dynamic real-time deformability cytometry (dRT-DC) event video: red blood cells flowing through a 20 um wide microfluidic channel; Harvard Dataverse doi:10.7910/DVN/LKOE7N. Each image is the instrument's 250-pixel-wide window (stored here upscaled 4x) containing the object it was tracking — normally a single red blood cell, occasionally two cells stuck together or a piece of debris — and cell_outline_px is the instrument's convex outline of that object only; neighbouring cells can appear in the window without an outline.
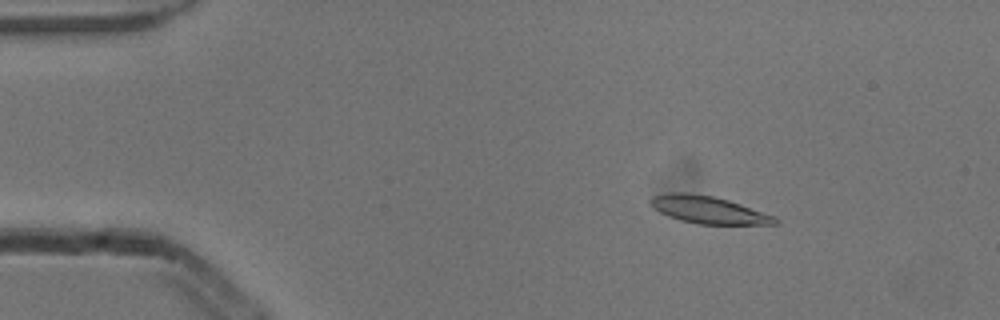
{"species": "common noctule bat (a hibernating species)", "species_latin": "Nyctalus noctula", "temperature_condition": "cold", "stored_images_in_passage": 53, "camera_frame_rate_fps": 3000, "um_per_image_px": 0.085, "animal": {"sex": "male", "body_mass_g": 13.3}, "frame": {"image": 1, "passage_image": 8, "time_ms": 2.333, "image_size_px": [1000, 320], "cell_outline_px": [[780, 220], [776, 224], [696, 224], [680, 220], [668, 216], [652, 208], [648, 204], [648, 200], [652, 196], [672, 192], [684, 192], [712, 196], [728, 200], [776, 216]], "centroid_in_image_um": [60.18, 17.83], "position_along_channel_um": 24.8, "area_um2": 19.94}}
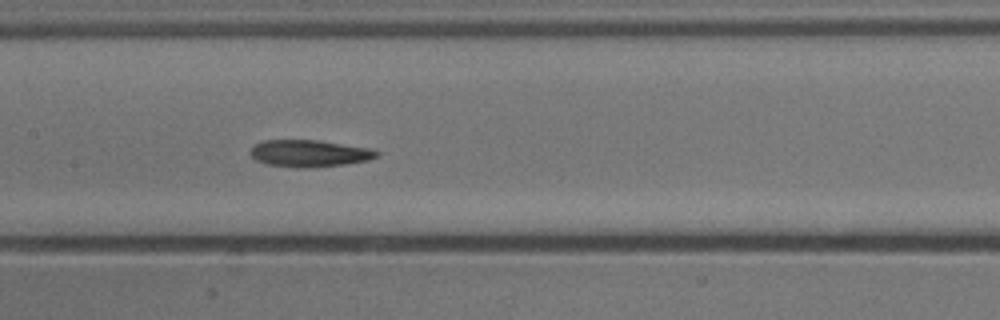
{"frame": {"image": 2, "passage_image": 26, "time_ms": 8.333, "image_size_px": [1000, 320], "cell_outline_px": [[380, 152], [376, 156], [368, 160], [344, 164], [308, 168], [296, 168], [268, 164], [256, 160], [248, 152], [252, 144], [264, 140], [320, 140], [372, 148]], "centroid_in_image_um": [26.26, 13.02], "position_along_channel_um": 181.1, "area_um2": 20.06}}
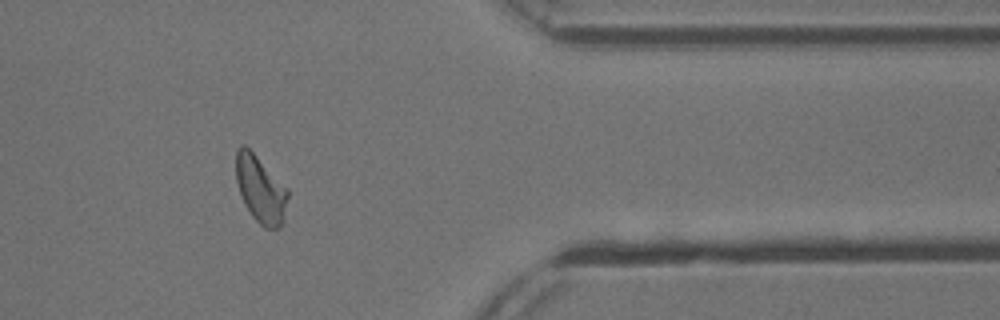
{"frame": {"image": 3, "passage_image": 44, "time_ms": 14.333, "image_size_px": [1000, 320], "cell_outline_px": [[288, 196], [280, 224], [276, 228], [264, 228], [252, 216], [244, 204], [236, 180], [236, 148], [240, 144], [244, 144], [288, 188]], "centroid_in_image_um": [22.11, 16.05], "position_along_channel_um": 389.3, "area_um2": 19.77}, "authors_computed_cell_mechanics": {"area_um2": 19.8832, "velocity_mm_per_s": 3.8318, "shape_relaxation_time_tau1_ms": 5.378, "shape_relaxation_time_tau2_ms": 1.9321, "deformation_change_tau1": 0.1684, "deformation_change_tau2": 0.0881}}